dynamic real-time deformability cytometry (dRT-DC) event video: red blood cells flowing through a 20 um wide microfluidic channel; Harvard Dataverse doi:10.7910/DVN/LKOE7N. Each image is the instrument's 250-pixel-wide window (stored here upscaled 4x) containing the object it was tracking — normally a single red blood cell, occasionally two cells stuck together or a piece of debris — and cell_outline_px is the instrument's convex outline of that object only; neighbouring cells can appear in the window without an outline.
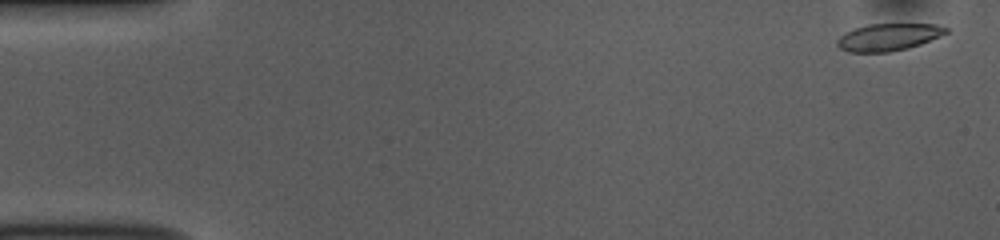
{"species": "common noctule bat (a hibernating species)", "species_latin": "Nyctalus noctula", "temperature_condition": "room temperature", "stored_images_in_passage": 52, "camera_frame_rate_fps": 3000, "um_per_image_px": 0.085, "animal": {"sex": "female", "body_mass_g": 10.0, "forearm_length_mm": 53.1}, "frame": {"image": 1, "passage_image": 2, "time_ms": 0.333, "image_size_px": [1000, 240], "cell_outline_px": [[948, 32], [940, 36], [920, 44], [908, 48], [892, 52], [848, 52], [840, 48], [836, 44], [836, 40], [840, 36], [856, 28], [868, 24], [936, 24], [948, 28]], "centroid_in_image_um": [75.52, 3.16], "position_along_channel_um": 9.5, "area_um2": 17.17}}
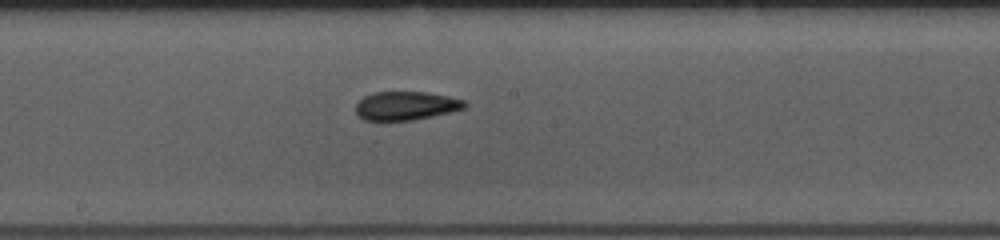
{"frame": {"image": 2, "passage_image": 28, "time_ms": 9.0, "image_size_px": [1000, 240], "cell_outline_px": [[468, 104], [464, 108], [432, 116], [412, 120], [364, 120], [356, 116], [356, 104], [364, 96], [372, 92], [428, 92], [448, 96], [464, 100]], "centroid_in_image_um": [34.47, 8.98], "position_along_channel_um": 213.7, "area_um2": 18.15}}
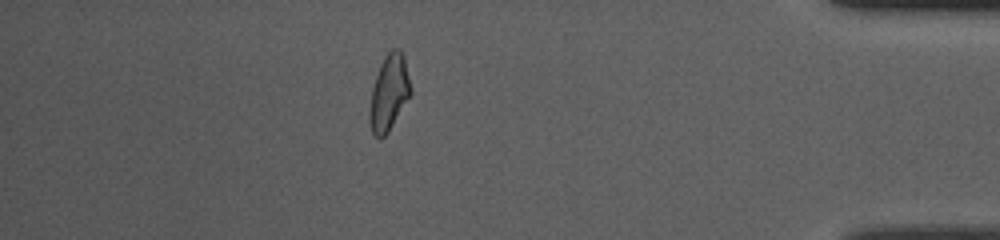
{"frame": {"image": 3, "passage_image": 46, "time_ms": 15.0, "image_size_px": [1000, 240], "cell_outline_px": [[412, 92], [388, 132], [380, 140], [372, 132], [368, 120], [368, 112], [372, 88], [380, 64], [384, 56], [392, 48], [400, 48], [404, 56], [412, 88]], "centroid_in_image_um": [33.06, 7.87], "position_along_channel_um": 402.1, "area_um2": 18.32}, "authors_computed_cell_mechanics": {"area_um2": 18.4671, "velocity_mm_per_s": 3.8331, "shape_relaxation_time_tau1_ms": 6.647, "shape_relaxation_time_tau2_ms": 2.6255, "deformation_change_tau1": 0.1924, "deformation_change_tau2": 0.1044}}